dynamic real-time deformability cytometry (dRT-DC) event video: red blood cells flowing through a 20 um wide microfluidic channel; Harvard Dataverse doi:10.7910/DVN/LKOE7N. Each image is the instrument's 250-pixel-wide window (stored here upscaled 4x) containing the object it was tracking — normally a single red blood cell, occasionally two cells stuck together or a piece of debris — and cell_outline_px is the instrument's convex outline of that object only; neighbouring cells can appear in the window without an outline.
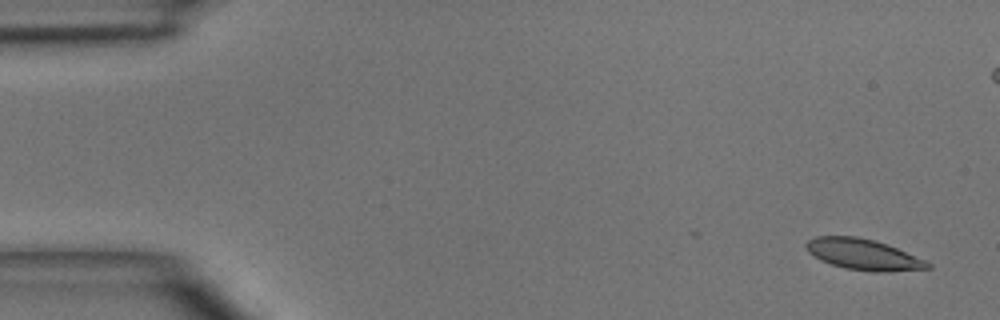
{"species": "common noctule bat (a hibernating species)", "species_latin": "Nyctalus noctula", "temperature_condition": "room temperature", "stored_images_in_passage": 3, "camera_frame_rate_fps": 3000, "um_per_image_px": 0.085, "animal": {"sex": "male", "body_mass_g": 15.6}, "frame": {"image": 1, "passage_image": 3, "time_ms": 2.333, "image_size_px": [1000, 320], "cell_outline_px": [[932, 268], [888, 272], [872, 272], [844, 268], [820, 260], [808, 252], [804, 244], [808, 240], [816, 236], [856, 236], [888, 244], [924, 260], [932, 264]], "centroid_in_image_um": [73.37, 21.63], "position_along_channel_um": 11.6, "area_um2": 21.91}}